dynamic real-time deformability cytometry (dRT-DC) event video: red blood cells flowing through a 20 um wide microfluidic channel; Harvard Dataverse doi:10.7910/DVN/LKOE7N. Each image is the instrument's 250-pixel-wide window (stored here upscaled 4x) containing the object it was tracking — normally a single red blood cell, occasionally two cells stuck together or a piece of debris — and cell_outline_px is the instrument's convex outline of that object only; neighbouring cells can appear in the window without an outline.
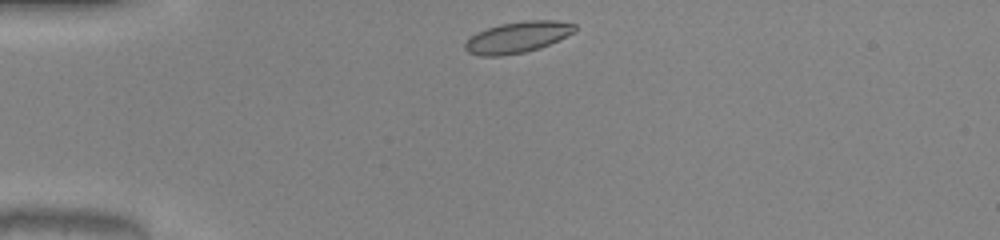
{"species": "common noctule bat (a hibernating species)", "species_latin": "Nyctalus noctula", "temperature_condition": "warm", "stored_images_in_passage": 31, "camera_frame_rate_fps": 3000, "um_per_image_px": 0.085, "animal": {"sex": "male", "body_mass_g": 20.0, "forearm_length_mm": 53.3}, "frame": {"image": 1, "passage_image": 1, "time_ms": 0.0, "image_size_px": [1000, 240], "cell_outline_px": [[576, 28], [572, 32], [540, 48], [524, 52], [500, 56], [480, 56], [468, 52], [464, 48], [464, 44], [476, 32], [500, 24], [524, 20], [556, 20], [576, 24]], "centroid_in_image_um": [43.95, 3.16], "position_along_channel_um": 41.0, "area_um2": 19.71}}
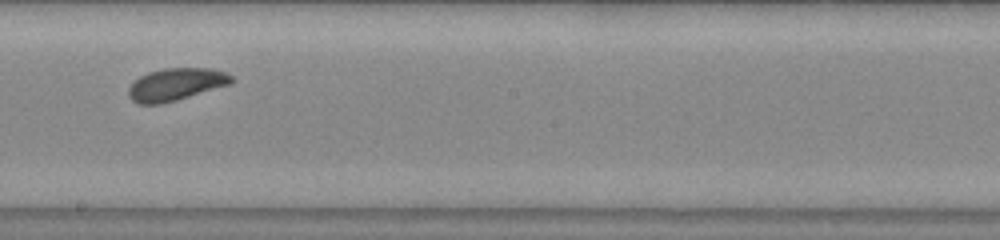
{"frame": {"image": 2, "passage_image": 18, "time_ms": 5.667, "image_size_px": [1000, 240], "cell_outline_px": [[236, 80], [232, 84], [176, 100], [160, 104], [136, 104], [128, 96], [128, 88], [140, 76], [148, 72], [164, 68], [212, 68], [224, 72], [232, 76]], "centroid_in_image_um": [14.97, 7.17], "position_along_channel_um": 233.2, "area_um2": 19.54}}
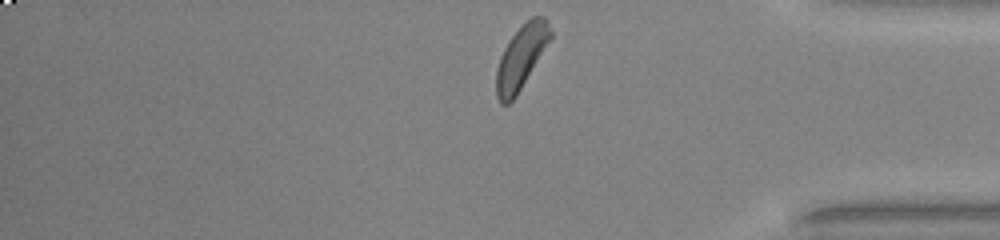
{"frame": {"image": 3, "passage_image": 31, "time_ms": 10.0, "image_size_px": [1000, 240], "cell_outline_px": [[552, 36], [516, 96], [508, 104], [500, 104], [496, 96], [496, 68], [500, 56], [508, 40], [532, 16], [544, 16], [548, 20], [552, 32]], "centroid_in_image_um": [44.28, 4.86], "position_along_channel_um": 390.9, "area_um2": 19.77}, "authors_computed_cell_mechanics": {"area_um2": 19.7098, "velocity_mm_per_s": 4.0432, "shape_relaxation_time_tau1_ms": 9.7113, "shape_relaxation_time_tau2_ms": null, "deformation_change_tau1": 0.2964, "deformation_change_tau2": null}}